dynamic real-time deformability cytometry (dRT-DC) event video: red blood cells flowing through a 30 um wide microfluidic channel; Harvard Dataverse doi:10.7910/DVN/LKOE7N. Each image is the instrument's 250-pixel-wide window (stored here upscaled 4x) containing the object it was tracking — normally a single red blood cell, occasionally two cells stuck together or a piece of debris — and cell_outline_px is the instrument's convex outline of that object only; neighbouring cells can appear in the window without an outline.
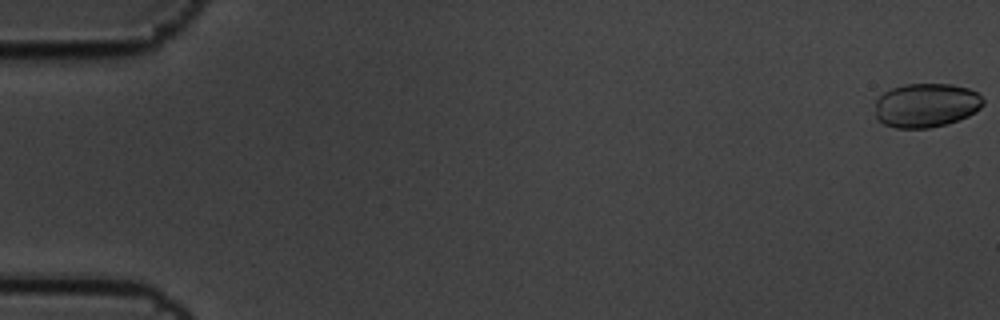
{"species": "common noctule bat (a hibernating species)", "species_latin": "Nyctalus noctula", "temperature_condition": "cold", "stored_images_in_passage": 5, "camera_frame_rate_fps": 3000, "um_per_image_px": 0.085, "animal": {"sex": "male", "body_mass_g": 19.5, "forearm_length_mm": 54.6}, "frame": {"image": 1, "passage_image": 1, "time_ms": 0.0, "image_size_px": [1000, 320], "cell_outline_px": [[984, 104], [976, 112], [968, 116], [948, 124], [928, 128], [896, 128], [884, 124], [876, 120], [876, 100], [884, 92], [892, 88], [904, 84], [952, 84], [968, 88], [976, 92], [984, 100]], "centroid_in_image_um": [78.73, 8.95], "position_along_channel_um": 6.3, "area_um2": 27.92}}